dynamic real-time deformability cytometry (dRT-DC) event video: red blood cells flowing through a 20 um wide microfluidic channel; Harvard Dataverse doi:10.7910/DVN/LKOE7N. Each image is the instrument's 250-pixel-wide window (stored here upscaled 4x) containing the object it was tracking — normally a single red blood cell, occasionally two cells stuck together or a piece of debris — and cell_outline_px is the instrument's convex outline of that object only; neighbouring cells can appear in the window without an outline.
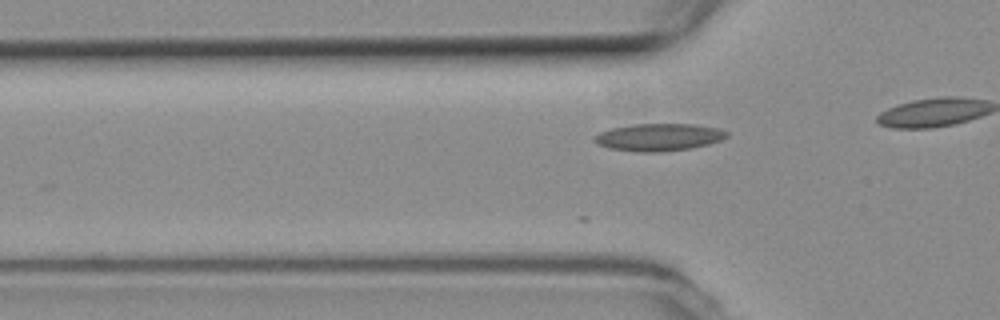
{"species": "common noctule bat (a hibernating species)", "species_latin": "Nyctalus noctula", "temperature_condition": "room temperature", "stored_images_in_passage": 8, "camera_frame_rate_fps": 3000, "um_per_image_px": 0.085, "animal": {"sex": "female", "body_mass_g": 19.3, "forearm_length_mm": 54.1}, "frame": {"image": 1, "passage_image": 3, "time_ms": 0.667, "image_size_px": [1000, 320], "cell_outline_px": [[728, 136], [720, 140], [708, 144], [692, 148], [660, 152], [640, 152], [612, 148], [600, 144], [592, 140], [600, 132], [612, 128], [632, 124], [692, 124], [716, 128], [728, 132]], "centroid_in_image_um": [56.02, 11.66], "position_along_channel_um": 69.8, "area_um2": 20.81}}